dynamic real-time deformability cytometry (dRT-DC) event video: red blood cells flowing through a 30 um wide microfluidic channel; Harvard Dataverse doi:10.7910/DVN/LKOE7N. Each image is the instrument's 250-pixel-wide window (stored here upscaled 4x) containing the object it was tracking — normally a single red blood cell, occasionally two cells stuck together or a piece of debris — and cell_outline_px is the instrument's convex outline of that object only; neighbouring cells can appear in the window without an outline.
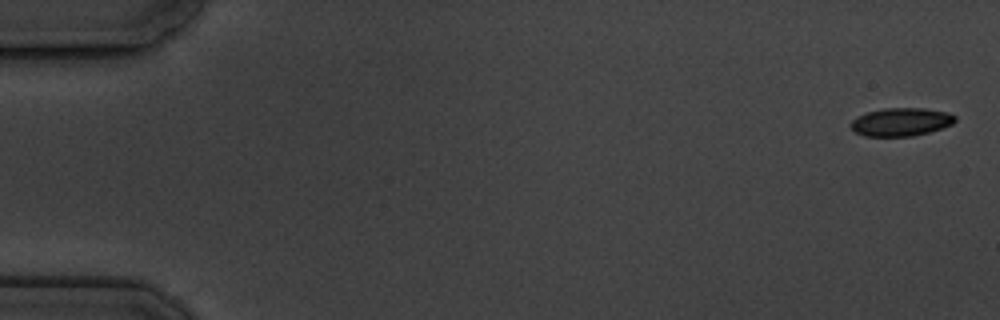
{"species": "common noctule bat (a hibernating species)", "species_latin": "Nyctalus noctula", "temperature_condition": "cold", "stored_images_in_passage": 5, "camera_frame_rate_fps": 3000, "um_per_image_px": 0.085, "animal": {"sex": "male", "body_mass_g": 19.5, "forearm_length_mm": 54.6}, "frame": {"image": 1, "passage_image": 1, "time_ms": 0.0, "image_size_px": [1000, 320], "cell_outline_px": [[956, 120], [952, 124], [928, 132], [912, 136], [864, 136], [856, 132], [848, 124], [856, 116], [868, 112], [884, 108], [924, 108], [948, 112], [956, 116]], "centroid_in_image_um": [76.57, 10.36], "position_along_channel_um": 8.4, "area_um2": 17.11}}
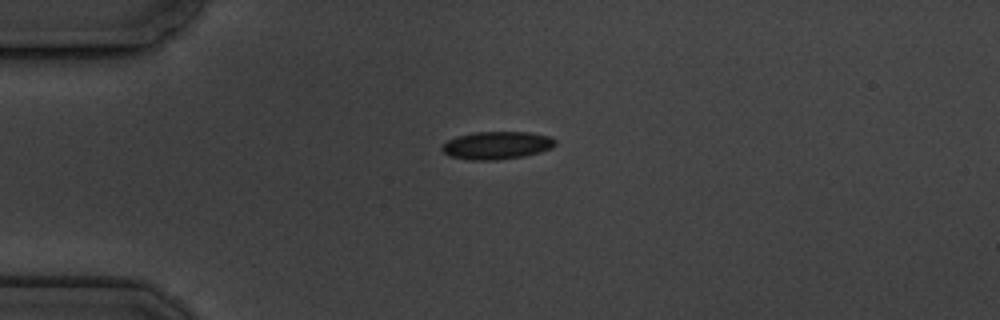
{"frame": {"image": 2, "passage_image": 4, "time_ms": 4.333, "image_size_px": [1000, 320], "cell_outline_px": [[556, 144], [552, 148], [540, 152], [524, 156], [496, 160], [472, 160], [448, 156], [440, 148], [448, 140], [456, 136], [476, 132], [528, 132], [548, 136], [556, 140]], "centroid_in_image_um": [42.22, 12.36], "position_along_channel_um": 42.8, "area_um2": 18.32}}